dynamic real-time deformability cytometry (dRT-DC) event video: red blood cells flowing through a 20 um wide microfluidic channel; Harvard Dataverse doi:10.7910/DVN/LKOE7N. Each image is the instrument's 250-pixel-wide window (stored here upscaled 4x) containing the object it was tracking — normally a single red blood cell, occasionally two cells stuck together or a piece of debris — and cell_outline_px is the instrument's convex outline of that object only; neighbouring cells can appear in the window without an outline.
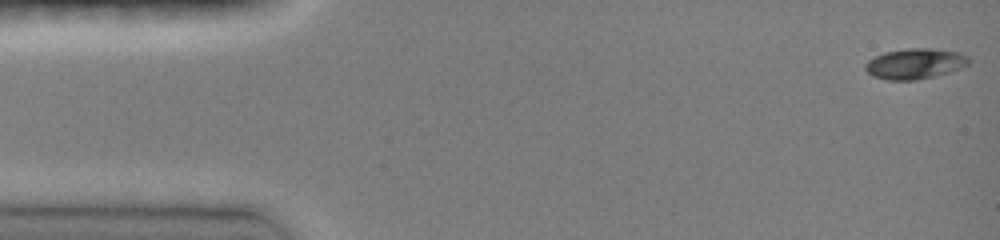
{"species": "common noctule bat (a hibernating species)", "species_latin": "Nyctalus noctula", "temperature_condition": "room temperature", "stored_images_in_passage": 6, "camera_frame_rate_fps": 3000, "um_per_image_px": 0.085, "animal": {"sex": "female", "body_mass_g": 19.0, "forearm_length_mm": 51.5}, "frame": {"image": 1, "passage_image": 1, "time_ms": 0.0, "image_size_px": [1000, 240], "cell_outline_px": [[972, 60], [968, 64], [960, 68], [936, 76], [916, 80], [888, 80], [872, 76], [864, 68], [864, 64], [868, 60], [884, 52], [908, 48], [932, 48], [956, 52], [968, 56]], "centroid_in_image_um": [77.76, 5.41], "position_along_channel_um": 7.2, "area_um2": 18.44}}
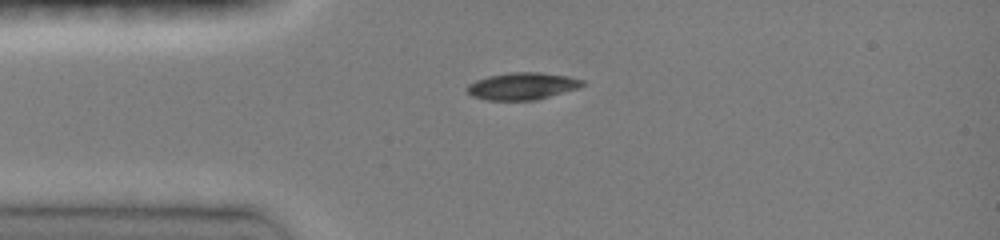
{"frame": {"image": 2, "passage_image": 5, "time_ms": 3.333, "image_size_px": [1000, 240], "cell_outline_px": [[584, 84], [576, 88], [536, 100], [488, 100], [472, 96], [464, 88], [468, 84], [476, 80], [488, 76], [512, 72], [540, 72], [568, 76], [584, 80]], "centroid_in_image_um": [44.35, 7.31], "position_along_channel_um": 40.7, "area_um2": 18.09}}